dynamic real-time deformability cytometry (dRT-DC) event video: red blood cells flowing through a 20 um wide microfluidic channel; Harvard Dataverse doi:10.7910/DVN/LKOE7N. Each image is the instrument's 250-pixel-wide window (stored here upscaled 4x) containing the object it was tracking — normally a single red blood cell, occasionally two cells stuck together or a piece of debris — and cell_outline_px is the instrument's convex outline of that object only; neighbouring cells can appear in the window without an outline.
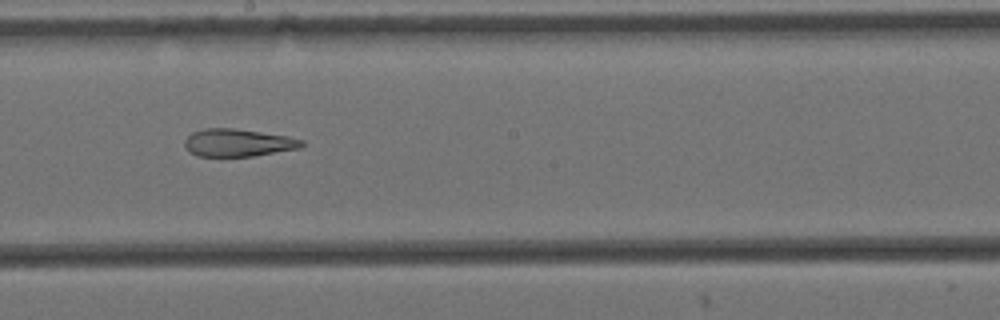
{"species": "Egyptian fruit bat (a non-hibernating species)", "species_latin": "Rousettus aegyptiacus", "temperature_condition": "cold", "stored_images_in_passage": 10, "camera_frame_rate_fps": 3000, "um_per_image_px": 0.085, "animal": {"sex": "female"}, "frame": {"image": 1, "passage_image": 9, "time_ms": 2.667, "image_size_px": [1000, 320], "cell_outline_px": [[304, 144], [300, 148], [252, 156], [196, 156], [188, 152], [184, 144], [184, 140], [192, 132], [204, 128], [232, 128], [288, 136], [304, 140]], "centroid_in_image_um": [20.2, 12.13], "position_along_channel_um": 228.0, "area_um2": 18.84}}
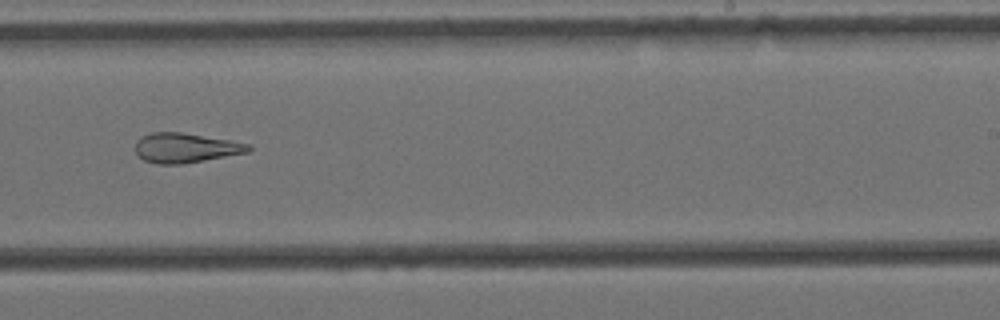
{"frame": {"image": 2, "passage_image": 10, "time_ms": 3.0, "image_size_px": [1000, 320], "cell_outline_px": [[252, 148], [248, 152], [184, 164], [156, 164], [144, 160], [136, 156], [136, 140], [140, 136], [152, 132], [180, 132], [252, 144]], "centroid_in_image_um": [15.74, 12.57], "position_along_channel_um": 273.3, "area_um2": 19.65}}